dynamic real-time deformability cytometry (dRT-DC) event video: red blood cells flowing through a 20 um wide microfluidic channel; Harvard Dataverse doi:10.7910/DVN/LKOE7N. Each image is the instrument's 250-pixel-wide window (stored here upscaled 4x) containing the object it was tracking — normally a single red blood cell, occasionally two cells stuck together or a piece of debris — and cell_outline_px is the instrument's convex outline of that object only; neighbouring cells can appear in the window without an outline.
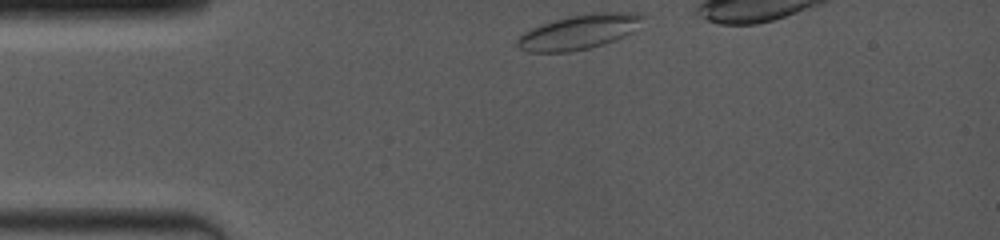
{"species": "common noctule bat (a hibernating species)", "species_latin": "Nyctalus noctula", "temperature_condition": "room temperature", "stored_images_in_passage": 70, "camera_frame_rate_fps": 4000, "um_per_image_px": 0.085, "animal": {"sex": "female", "body_mass_g": 19.0, "forearm_length_mm": 53.3}, "frame": {"image": 1, "passage_image": 1, "time_ms": 0.0, "image_size_px": [1000, 240], "cell_outline_px": [[648, 16], [632, 32], [624, 36], [604, 44], [588, 48], [568, 52], [528, 52], [520, 48], [516, 44], [516, 40], [524, 32], [532, 28], [552, 20], [568, 16], [596, 12], [640, 12]], "centroid_in_image_um": [49.26, 2.69], "position_along_channel_um": 35.7, "area_um2": 25.49}}
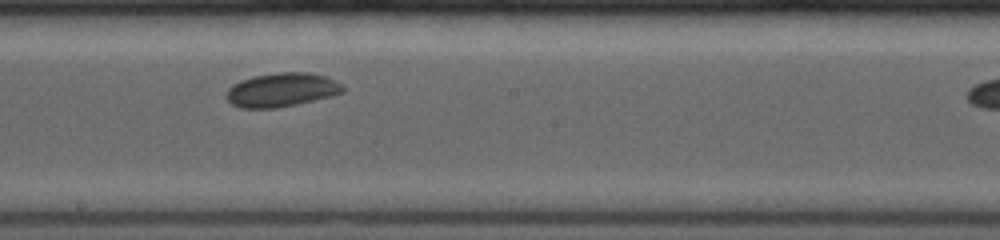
{"frame": {"image": 2, "passage_image": 42, "time_ms": 5.75, "image_size_px": [1000, 240], "cell_outline_px": [[344, 92], [332, 96], [296, 104], [276, 108], [240, 108], [232, 104], [228, 100], [228, 88], [232, 84], [240, 80], [252, 76], [280, 72], [308, 72], [324, 76], [336, 80], [344, 88]], "centroid_in_image_um": [23.94, 7.63], "position_along_channel_um": 224.3, "area_um2": 22.95}}
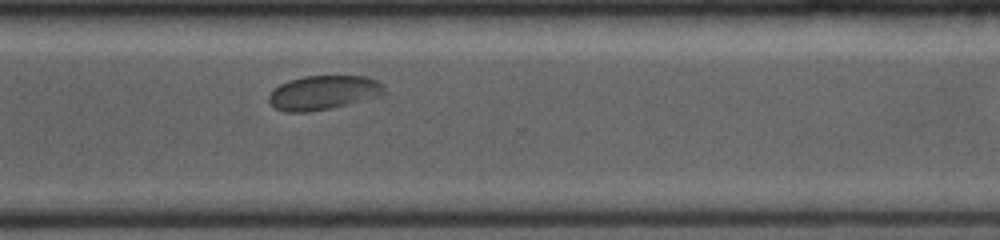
{"frame": {"image": 3, "passage_image": 67, "time_ms": 8.75, "image_size_px": [1000, 240], "cell_outline_px": [[384, 92], [376, 96], [328, 108], [308, 112], [284, 112], [276, 108], [268, 100], [268, 96], [280, 84], [288, 80], [304, 76], [368, 76], [376, 80], [384, 88]], "centroid_in_image_um": [27.42, 7.86], "position_along_channel_um": 343.2, "area_um2": 22.43}}